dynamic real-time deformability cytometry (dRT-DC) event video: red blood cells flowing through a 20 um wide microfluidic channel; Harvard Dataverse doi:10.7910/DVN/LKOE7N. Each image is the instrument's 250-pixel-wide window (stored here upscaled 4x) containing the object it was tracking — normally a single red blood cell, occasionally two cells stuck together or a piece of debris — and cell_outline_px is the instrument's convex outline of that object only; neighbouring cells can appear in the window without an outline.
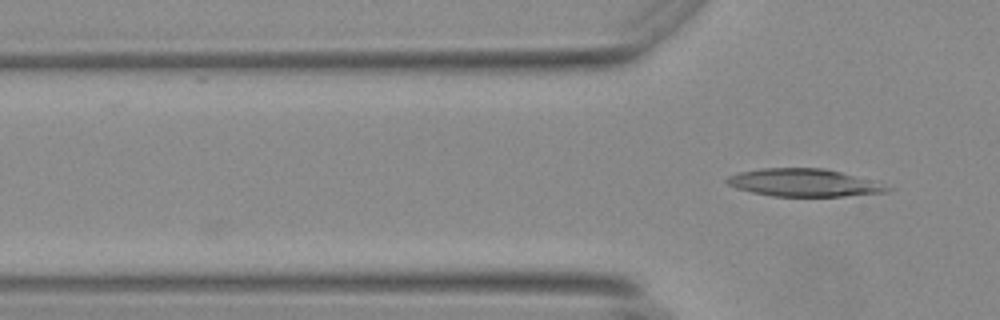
{"species": "Egyptian fruit bat (a non-hibernating species)", "species_latin": "Rousettus aegyptiacus", "temperature_condition": "warm", "stored_images_in_passage": 6, "camera_frame_rate_fps": 3000, "um_per_image_px": 0.085, "animal": {"sex": "female"}, "frame": {"image": 1, "passage_image": 6, "time_ms": 1.667, "image_size_px": [1000, 320], "cell_outline_px": [[896, 188], [888, 192], [844, 196], [772, 196], [752, 192], [736, 188], [728, 184], [724, 180], [728, 176], [740, 172], [760, 168], [824, 168], [876, 180]], "centroid_in_image_um": [68.42, 15.52], "position_along_channel_um": 57.4, "area_um2": 26.18}}